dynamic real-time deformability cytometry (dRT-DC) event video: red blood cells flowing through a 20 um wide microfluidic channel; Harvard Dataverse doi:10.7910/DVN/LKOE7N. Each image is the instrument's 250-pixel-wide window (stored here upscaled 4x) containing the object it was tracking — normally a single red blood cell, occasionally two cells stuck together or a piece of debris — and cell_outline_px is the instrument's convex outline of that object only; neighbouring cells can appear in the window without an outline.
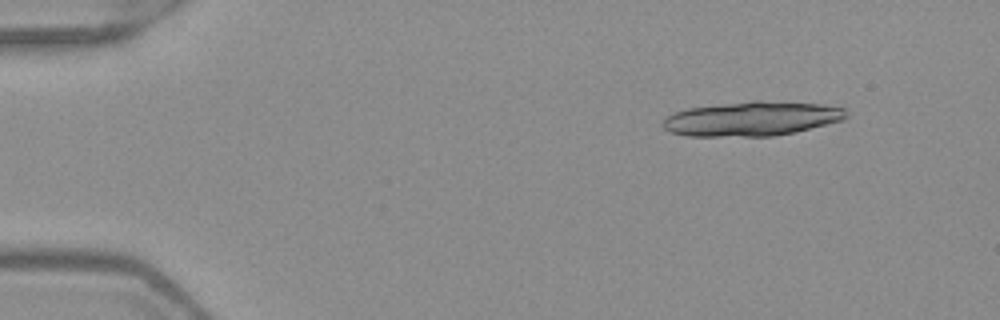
{"species": "Egyptian fruit bat (a non-hibernating species)", "species_latin": "Rousettus aegyptiacus", "temperature_condition": "warm", "stored_images_in_passage": 19, "camera_frame_rate_fps": 3000, "um_per_image_px": 0.085, "frame": {"image": 1, "passage_image": 6, "time_ms": 1.667, "image_size_px": [1000, 320], "cell_outline_px": [[848, 116], [844, 120], [796, 132], [772, 136], [688, 136], [672, 132], [664, 128], [660, 124], [668, 116], [676, 112], [688, 108], [752, 100], [760, 100], [824, 104], [844, 108], [848, 112]], "centroid_in_image_um": [63.96, 10.08], "position_along_channel_um": 21.0, "area_um2": 36.93}}